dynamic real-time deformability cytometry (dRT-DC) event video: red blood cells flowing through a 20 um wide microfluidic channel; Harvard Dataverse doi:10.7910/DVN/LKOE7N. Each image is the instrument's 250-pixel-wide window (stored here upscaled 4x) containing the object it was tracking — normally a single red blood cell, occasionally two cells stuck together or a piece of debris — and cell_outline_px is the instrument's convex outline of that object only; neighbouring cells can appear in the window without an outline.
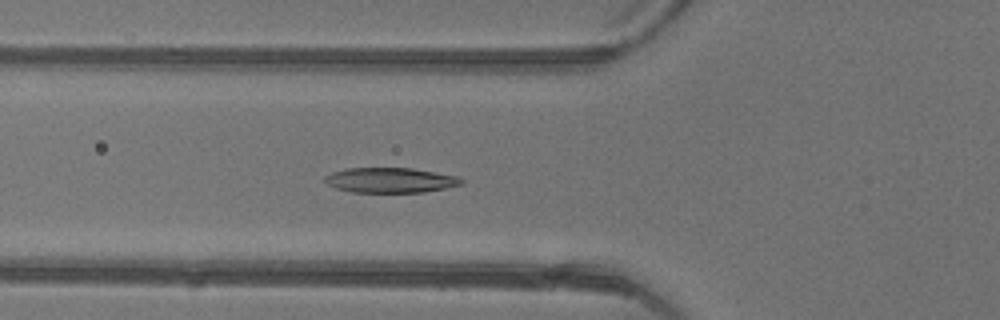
{"species": "common noctule bat (a hibernating species)", "species_latin": "Nyctalus noctula", "temperature_condition": "warm", "stored_images_in_passage": 39, "camera_frame_rate_fps": 3000, "um_per_image_px": 0.085, "animal": {"sex": "female"}, "frame": {"image": 1, "passage_image": 14, "time_ms": 4.333, "image_size_px": [1000, 320], "cell_outline_px": [[444, 184], [436, 188], [412, 192], [368, 192], [348, 188], [344, 172], [360, 168], [400, 168], [424, 172], [444, 176]], "centroid_in_image_um": [33.3, 15.31], "position_along_channel_um": 92.5, "area_um2": 14.57}}
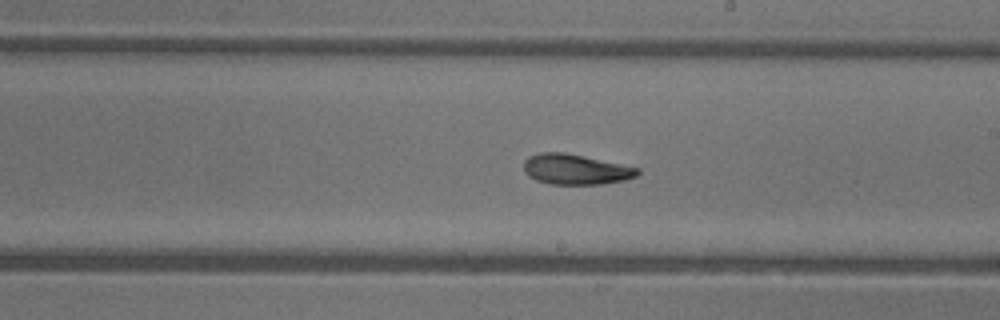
{"frame": {"image": 2, "passage_image": 24, "time_ms": 7.667, "image_size_px": [1000, 320], "cell_outline_px": [[636, 172], [632, 176], [612, 180], [580, 184], [568, 184], [544, 180], [536, 176], [528, 164], [528, 160], [536, 156], [576, 156], [632, 168]], "centroid_in_image_um": [49.01, 14.43], "position_along_channel_um": 240.0, "area_um2": 15.78}}
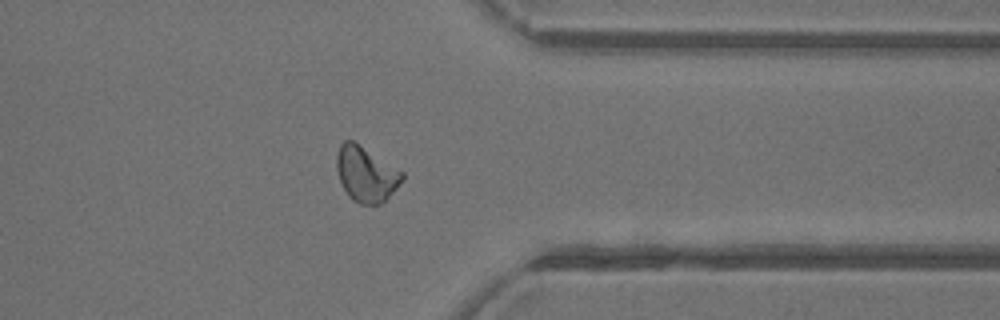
{"frame": {"image": 3, "passage_image": 34, "time_ms": 11.0, "image_size_px": [1000, 320], "cell_outline_px": [[404, 176], [384, 196], [352, 196], [348, 192], [340, 176], [340, 152], [356, 144]], "centroid_in_image_um": [31.13, 14.74], "position_along_channel_um": 380.3, "area_um2": 15.84}, "authors_computed_cell_mechanics": {"area_um2": 14.5656, "velocity_mm_per_s": 4.4086, "shape_relaxation_time_tau1_ms": null, "shape_relaxation_time_tau2_ms": 6.2699, "deformation_change_tau1": null, "deformation_change_tau2": 0.1627}}